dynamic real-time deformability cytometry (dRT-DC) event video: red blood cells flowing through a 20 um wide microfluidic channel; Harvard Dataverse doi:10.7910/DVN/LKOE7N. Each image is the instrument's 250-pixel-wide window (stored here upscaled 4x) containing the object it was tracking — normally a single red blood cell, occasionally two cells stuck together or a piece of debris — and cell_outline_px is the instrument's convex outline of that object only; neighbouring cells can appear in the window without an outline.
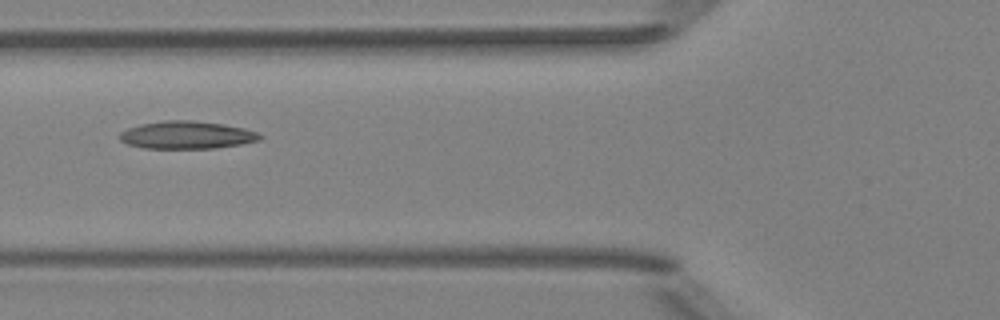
{"species": "Egyptian fruit bat (a non-hibernating species)", "species_latin": "Rousettus aegyptiacus", "temperature_condition": "room temperature", "stored_images_in_passage": 8, "camera_frame_rate_fps": 3000, "um_per_image_px": 0.085, "animal": {"sex": "female"}, "frame": {"image": 1, "passage_image": 7, "time_ms": 7.0, "image_size_px": [1000, 320], "cell_outline_px": [[264, 136], [260, 140], [240, 144], [216, 148], [144, 148], [128, 144], [120, 140], [120, 132], [128, 128], [140, 124], [164, 120], [192, 120], [224, 124], [244, 128], [256, 132]], "centroid_in_image_um": [15.88, 11.47], "position_along_channel_um": 109.9, "area_um2": 22.6}}
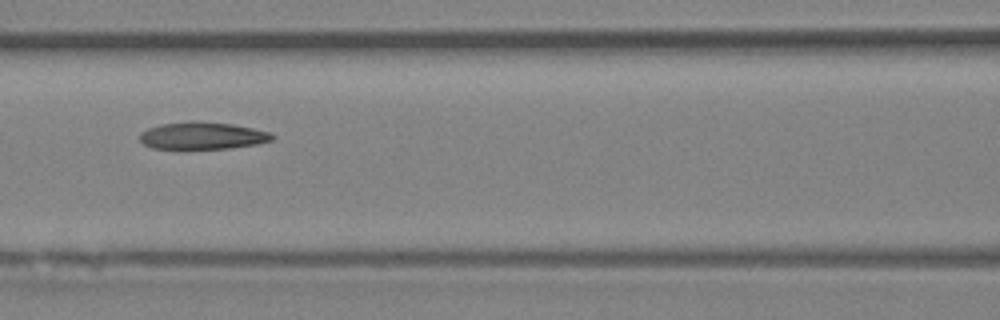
{"frame": {"image": 2, "passage_image": 8, "time_ms": 8.0, "image_size_px": [1000, 320], "cell_outline_px": [[276, 136], [272, 140], [256, 144], [228, 148], [152, 148], [144, 144], [140, 140], [140, 132], [148, 128], [160, 124], [188, 120], [196, 120], [232, 124], [272, 132]], "centroid_in_image_um": [17.21, 11.51], "position_along_channel_um": 149.4, "area_um2": 21.1}}